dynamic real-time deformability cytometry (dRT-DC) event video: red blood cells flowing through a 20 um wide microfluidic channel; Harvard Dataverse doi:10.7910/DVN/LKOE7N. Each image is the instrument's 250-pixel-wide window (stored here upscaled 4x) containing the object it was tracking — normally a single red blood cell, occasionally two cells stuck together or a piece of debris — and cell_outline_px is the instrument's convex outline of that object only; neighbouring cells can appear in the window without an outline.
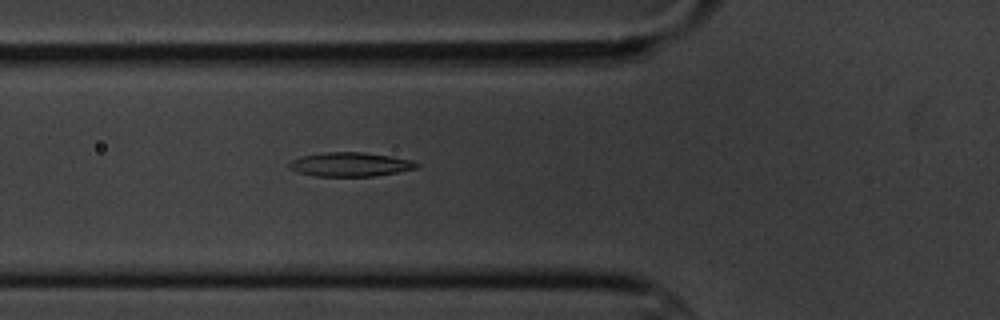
{"species": "common noctule bat (a hibernating species)", "species_latin": "Nyctalus noctula", "temperature_condition": "cold", "stored_images_in_passage": 5, "camera_frame_rate_fps": 3000, "um_per_image_px": 0.085, "animal": {"sex": "male", "body_mass_g": 20.1, "forearm_length_mm": 53.5}, "frame": {"image": 1, "passage_image": 5, "time_ms": 4.333, "image_size_px": [1000, 320], "cell_outline_px": [[420, 164], [416, 168], [396, 172], [372, 176], [316, 176], [296, 172], [288, 168], [288, 164], [292, 160], [300, 156], [324, 152], [364, 152], [392, 156], [412, 160]], "centroid_in_image_um": [29.73, 13.96], "position_along_channel_um": 96.1, "area_um2": 17.92}}